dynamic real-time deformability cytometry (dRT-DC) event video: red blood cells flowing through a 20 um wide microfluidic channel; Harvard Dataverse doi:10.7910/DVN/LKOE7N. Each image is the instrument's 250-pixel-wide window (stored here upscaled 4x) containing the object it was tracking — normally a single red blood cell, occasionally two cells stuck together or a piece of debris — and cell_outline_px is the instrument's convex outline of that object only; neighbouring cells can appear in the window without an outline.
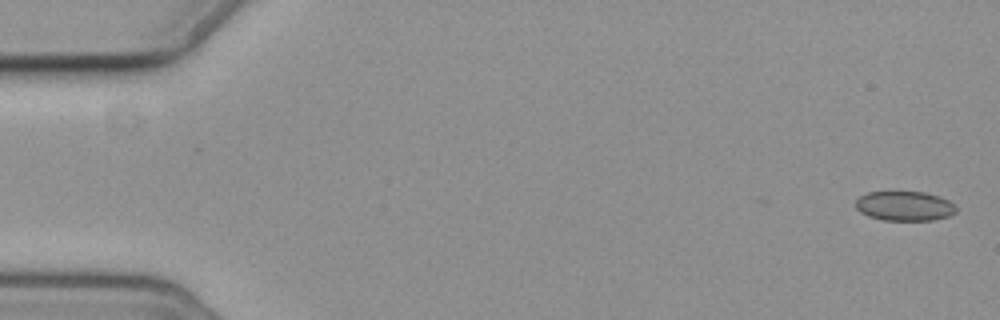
{"species": "common noctule bat (a hibernating species)", "species_latin": "Nyctalus noctula", "temperature_condition": "cold", "stored_images_in_passage": 3, "camera_frame_rate_fps": 3000, "um_per_image_px": 0.085, "animal": {"sex": "female", "body_mass_g": 19.3, "forearm_length_mm": 54.1}, "frame": {"image": 1, "passage_image": 1, "time_ms": 0.0, "image_size_px": [1000, 320], "cell_outline_px": [[956, 212], [948, 216], [932, 220], [884, 220], [868, 216], [860, 212], [856, 208], [856, 200], [860, 196], [868, 192], [924, 192], [948, 200], [956, 208]], "centroid_in_image_um": [76.86, 17.51], "position_along_channel_um": 8.1, "area_um2": 17.11}}